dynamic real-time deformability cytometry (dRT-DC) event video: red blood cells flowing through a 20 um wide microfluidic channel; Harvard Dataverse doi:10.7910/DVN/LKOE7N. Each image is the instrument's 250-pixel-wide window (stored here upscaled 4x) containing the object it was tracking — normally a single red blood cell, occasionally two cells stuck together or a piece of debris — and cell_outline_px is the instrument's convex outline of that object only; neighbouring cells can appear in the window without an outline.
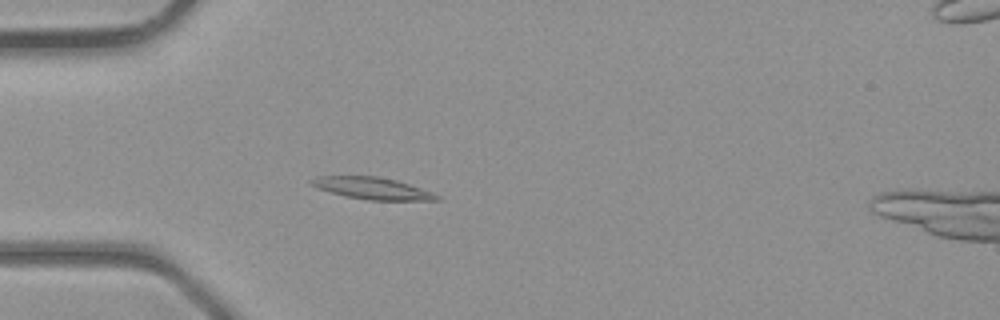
{"species": "common noctule bat (a hibernating species)", "species_latin": "Nyctalus noctula", "temperature_condition": "room temperature", "stored_images_in_passage": 31, "camera_frame_rate_fps": 3000, "um_per_image_px": 0.085, "animal": {"sex": "male", "body_mass_g": 23.1, "forearm_length_mm": 52.7}, "frame": {"image": 1, "passage_image": 2, "time_ms": 0.333, "image_size_px": [1000, 320], "cell_outline_px": [[440, 200], [368, 200], [344, 196], [316, 188], [308, 184], [308, 180], [320, 176], [376, 176], [396, 180], [432, 192], [440, 196]], "centroid_in_image_um": [31.58, 16.0], "position_along_channel_um": 53.4, "area_um2": 16.01}}
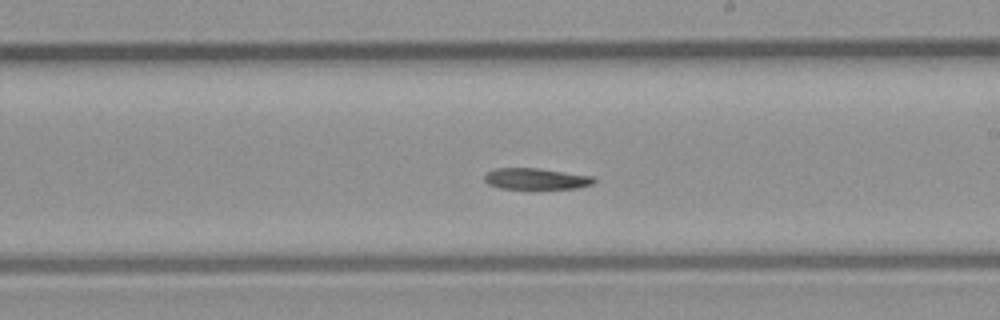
{"frame": {"image": 2, "passage_image": 14, "time_ms": 4.333, "image_size_px": [1000, 320], "cell_outline_px": [[596, 180], [592, 184], [576, 188], [500, 188], [488, 184], [484, 180], [484, 176], [488, 172], [496, 168], [540, 168], [596, 176]], "centroid_in_image_um": [45.6, 15.18], "position_along_channel_um": 243.4, "area_um2": 13.53}}
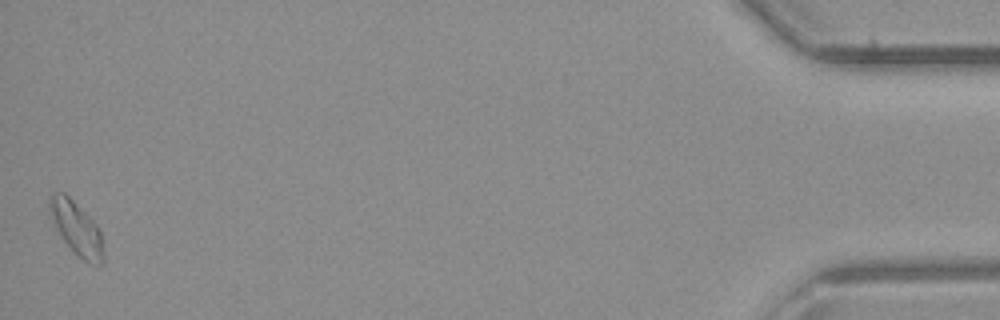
{"frame": {"image": 3, "passage_image": 31, "time_ms": 10.0, "image_size_px": [1000, 320], "cell_outline_px": [[104, 264], [88, 264], [64, 240], [52, 216], [48, 204], [48, 196], [52, 192], [64, 192], [96, 224], [100, 232], [104, 256]], "centroid_in_image_um": [6.52, 19.39], "position_along_channel_um": 428.7, "area_um2": 16.07}}